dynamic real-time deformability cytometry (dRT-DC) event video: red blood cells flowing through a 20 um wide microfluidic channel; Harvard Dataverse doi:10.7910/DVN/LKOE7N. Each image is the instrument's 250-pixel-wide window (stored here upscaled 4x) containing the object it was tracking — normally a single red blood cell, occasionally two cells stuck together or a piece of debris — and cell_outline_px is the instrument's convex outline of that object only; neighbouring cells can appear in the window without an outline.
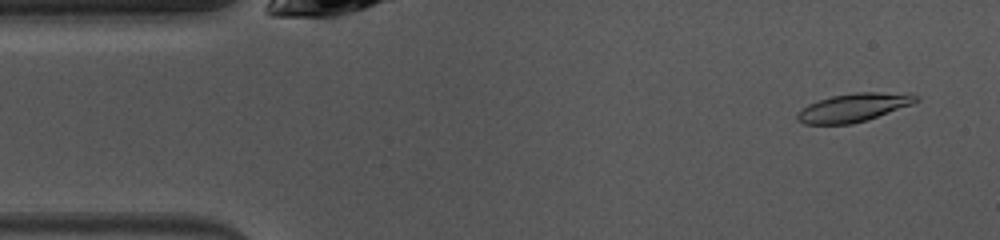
{"species": "common noctule bat (a hibernating species)", "species_latin": "Nyctalus noctula", "temperature_condition": "warm", "stored_images_in_passage": 48, "camera_frame_rate_fps": 3000, "um_per_image_px": 0.085, "animal": {"sex": "female", "body_mass_g": 10.0, "forearm_length_mm": 53.1}, "frame": {"image": 1, "passage_image": 3, "time_ms": 0.667, "image_size_px": [1000, 240], "cell_outline_px": [[920, 100], [912, 104], [852, 124], [804, 124], [796, 120], [796, 112], [808, 104], [832, 96], [856, 92], [912, 92], [920, 96]], "centroid_in_image_um": [72.58, 9.12], "position_along_channel_um": 12.4, "area_um2": 19.71}}
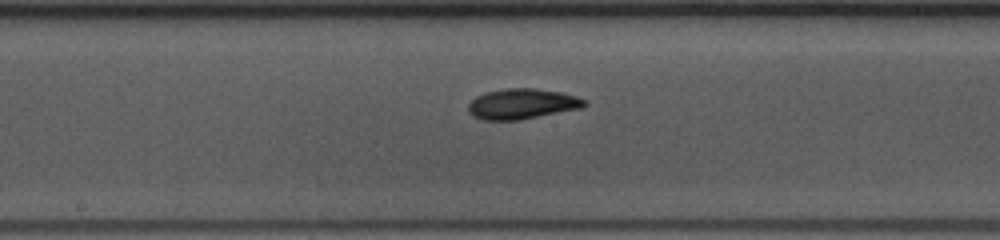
{"frame": {"image": 2, "passage_image": 23, "time_ms": 7.333, "image_size_px": [1000, 240], "cell_outline_px": [[588, 104], [580, 108], [516, 120], [484, 120], [468, 112], [468, 104], [476, 96], [484, 92], [504, 88], [536, 88], [560, 92], [576, 96], [588, 100]], "centroid_in_image_um": [44.37, 8.81], "position_along_channel_um": 203.8, "area_um2": 20.46}}
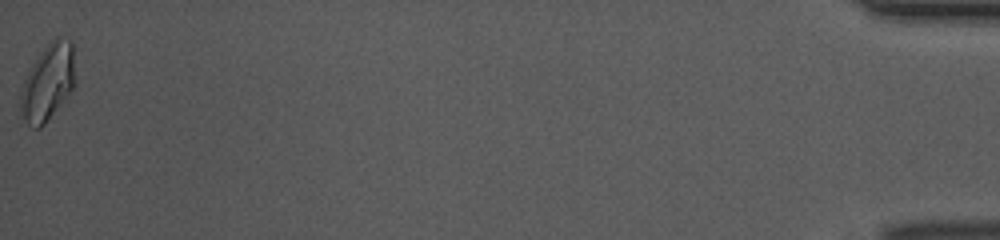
{"frame": {"image": 3, "passage_image": 48, "time_ms": 15.667, "image_size_px": [1000, 240], "cell_outline_px": [[76, 84], [44, 124], [40, 128], [32, 128], [20, 116], [20, 92], [24, 80], [28, 72], [40, 52], [56, 36], [60, 36], [72, 40], [76, 80]], "centroid_in_image_um": [4.08, 6.98], "position_along_channel_um": 431.1, "area_um2": 24.45}, "authors_computed_cell_mechanics": {"area_um2": 19.8254, "velocity_mm_per_s": 4.0406, "shape_relaxation_time_tau1_ms": 4.3328, "shape_relaxation_time_tau2_ms": 4.9004, "deformation_change_tau1": 0.145, "deformation_change_tau2": 0.1063}}